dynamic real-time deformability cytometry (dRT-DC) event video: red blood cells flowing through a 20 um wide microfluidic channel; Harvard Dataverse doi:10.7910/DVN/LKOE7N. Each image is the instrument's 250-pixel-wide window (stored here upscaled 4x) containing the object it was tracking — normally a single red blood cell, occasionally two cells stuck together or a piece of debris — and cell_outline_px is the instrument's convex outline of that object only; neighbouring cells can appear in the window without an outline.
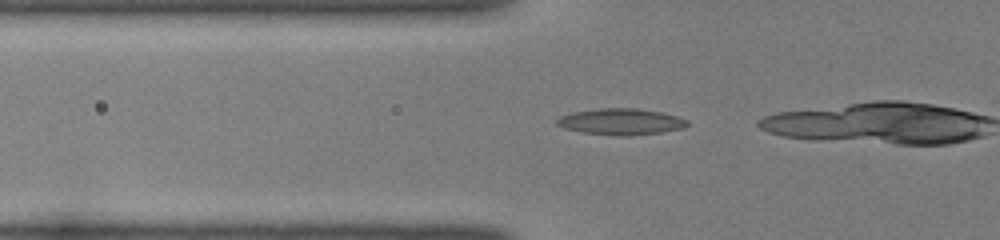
{"species": "common noctule bat (a hibernating species)", "species_latin": "Nyctalus noctula", "temperature_condition": "room temperature", "stored_images_in_passage": 21, "camera_frame_rate_fps": 3000, "um_per_image_px": 0.085, "animal": {"sex": "female", "body_mass_g": 22.0, "forearm_length_mm": 56.7}, "frame": {"image": 1, "passage_image": 16, "time_ms": 5.0, "image_size_px": [1000, 240], "cell_outline_px": [[688, 124], [684, 128], [660, 132], [628, 136], [616, 136], [580, 132], [564, 128], [556, 124], [556, 120], [560, 116], [572, 112], [600, 108], [636, 108], [660, 112], [676, 116], [688, 120]], "centroid_in_image_um": [52.75, 10.34], "position_along_channel_um": 73.1, "area_um2": 20.0}}